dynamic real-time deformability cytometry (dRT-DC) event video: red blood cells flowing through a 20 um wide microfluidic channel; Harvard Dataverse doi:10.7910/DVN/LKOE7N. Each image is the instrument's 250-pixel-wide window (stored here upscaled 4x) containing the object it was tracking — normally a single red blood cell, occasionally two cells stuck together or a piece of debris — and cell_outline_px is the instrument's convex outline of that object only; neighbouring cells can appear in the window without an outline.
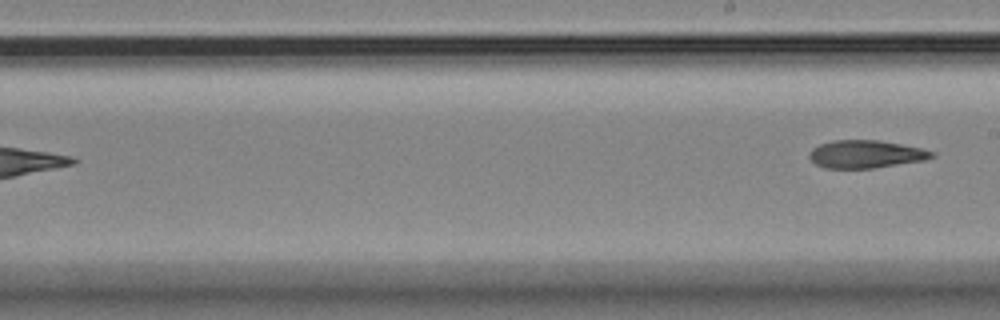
{"species": "Egyptian fruit bat (a non-hibernating species)", "species_latin": "Rousettus aegyptiacus", "temperature_condition": "room temperature", "stored_images_in_passage": 10, "segment_of_instrument_passage": [2, 2], "camera_frame_rate_fps": 3000, "um_per_image_px": 0.085, "animal": {"sex": "female"}, "frame": {"image": 1, "passage_image": 10, "time_ms": 11.0, "image_size_px": [1000, 320], "cell_outline_px": [[936, 156], [924, 160], [872, 168], [824, 168], [816, 164], [808, 156], [812, 148], [820, 144], [832, 140], [880, 140], [920, 148], [936, 152]], "centroid_in_image_um": [73.58, 13.1], "position_along_channel_um": 215.4, "area_um2": 19.77}}